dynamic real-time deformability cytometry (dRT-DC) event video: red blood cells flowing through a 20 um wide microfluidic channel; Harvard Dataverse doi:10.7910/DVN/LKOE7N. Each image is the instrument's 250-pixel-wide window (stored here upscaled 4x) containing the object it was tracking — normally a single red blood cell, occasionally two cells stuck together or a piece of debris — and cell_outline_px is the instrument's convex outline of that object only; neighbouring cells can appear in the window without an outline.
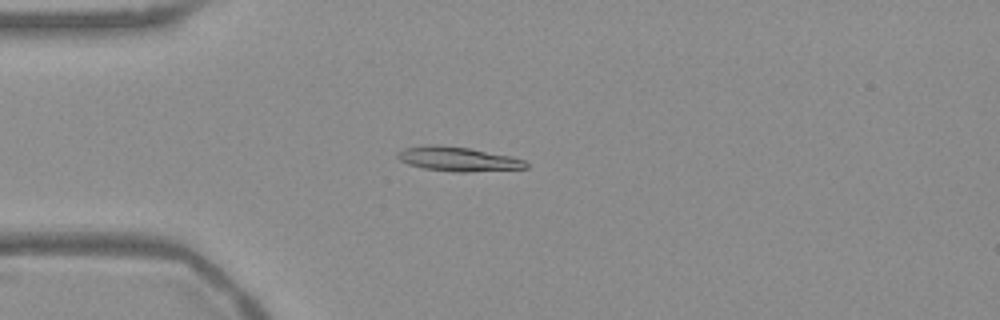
{"species": "Egyptian fruit bat (a non-hibernating species)", "species_latin": "Rousettus aegyptiacus", "temperature_condition": "warm", "stored_images_in_passage": 53, "camera_frame_rate_fps": 3000, "um_per_image_px": 0.085, "frame": {"image": 1, "passage_image": 13, "time_ms": 4.0, "image_size_px": [1000, 320], "cell_outline_px": [[528, 168], [464, 172], [456, 172], [424, 168], [408, 164], [400, 160], [396, 156], [396, 152], [404, 148], [424, 144], [440, 144], [468, 148], [512, 156], [524, 160], [528, 164]], "centroid_in_image_um": [38.89, 13.5], "position_along_channel_um": 46.1, "area_um2": 18.32}}
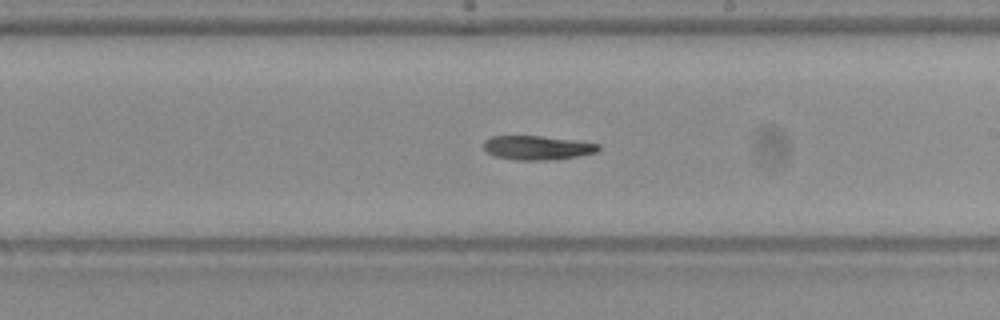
{"frame": {"image": 2, "passage_image": 30, "time_ms": 9.667, "image_size_px": [1000, 320], "cell_outline_px": [[600, 148], [596, 152], [576, 156], [544, 160], [516, 160], [492, 156], [484, 152], [484, 140], [492, 136], [540, 136], [572, 140], [600, 144]], "centroid_in_image_um": [45.59, 12.56], "position_along_channel_um": 243.4, "area_um2": 16.01}}
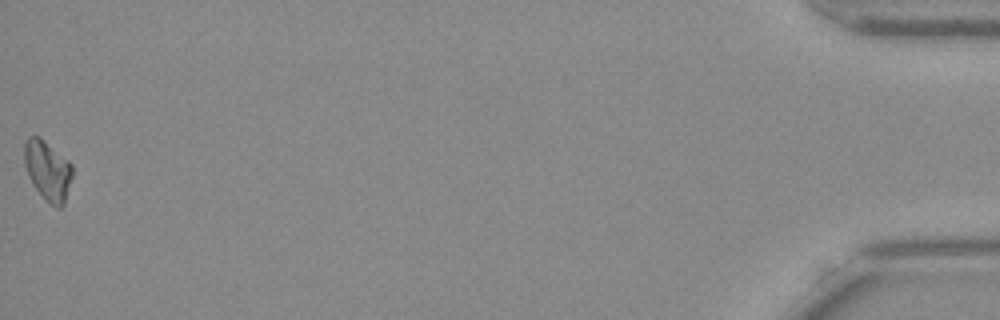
{"frame": {"image": 3, "passage_image": 53, "time_ms": 17.333, "image_size_px": [1000, 320], "cell_outline_px": [[72, 176], [64, 204], [60, 208], [56, 208], [44, 200], [28, 176], [24, 164], [24, 140], [28, 136], [40, 136], [68, 160], [72, 164]], "centroid_in_image_um": [4.04, 14.48], "position_along_channel_um": 431.2, "area_um2": 16.88}, "authors_computed_cell_mechanics": {"area_um2": 16.6464, "velocity_mm_per_s": 3.7639, "shape_relaxation_time_tau1_ms": null, "shape_relaxation_time_tau2_ms": 6.6938, "deformation_change_tau1": null, "deformation_change_tau2": 0.1409}}